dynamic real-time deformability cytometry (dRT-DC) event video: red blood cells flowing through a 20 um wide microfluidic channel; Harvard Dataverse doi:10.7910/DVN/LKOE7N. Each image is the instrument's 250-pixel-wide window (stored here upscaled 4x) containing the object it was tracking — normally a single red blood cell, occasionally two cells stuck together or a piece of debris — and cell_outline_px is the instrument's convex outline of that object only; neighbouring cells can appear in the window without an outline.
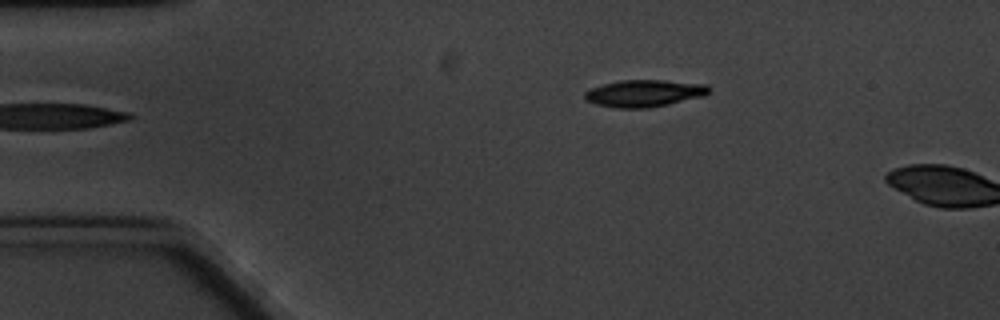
{"species": "common noctule bat (a hibernating species)", "species_latin": "Nyctalus noctula", "temperature_condition": "cold", "stored_images_in_passage": 4, "camera_frame_rate_fps": 3000, "um_per_image_px": 0.085, "animal": {"sex": "male", "body_mass_g": 20.1, "forearm_length_mm": 53.5}, "frame": {"image": 1, "passage_image": 4, "time_ms": 3.667, "image_size_px": [1000, 320], "cell_outline_px": [[708, 92], [704, 96], [668, 104], [648, 108], [616, 108], [596, 104], [588, 100], [584, 96], [584, 92], [592, 88], [604, 84], [620, 80], [664, 80], [708, 84]], "centroid_in_image_um": [54.77, 7.93], "position_along_channel_um": 30.2, "area_um2": 19.42}}